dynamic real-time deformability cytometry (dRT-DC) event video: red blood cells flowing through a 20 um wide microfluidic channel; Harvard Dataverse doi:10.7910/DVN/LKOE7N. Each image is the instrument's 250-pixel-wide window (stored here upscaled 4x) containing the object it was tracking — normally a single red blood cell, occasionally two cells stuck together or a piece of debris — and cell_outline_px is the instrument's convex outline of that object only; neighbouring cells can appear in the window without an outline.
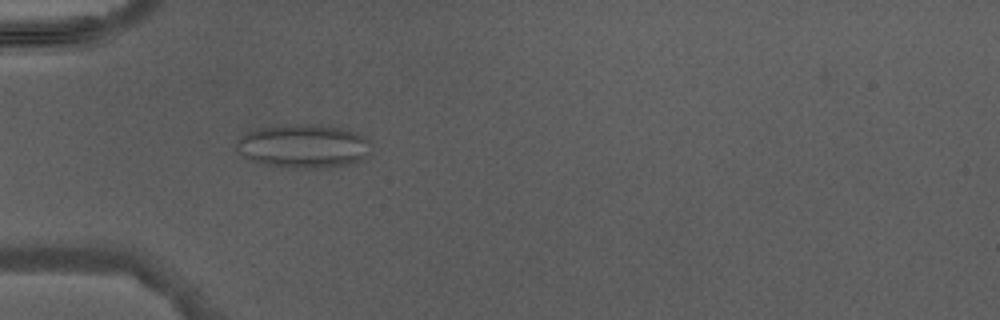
{"species": "Egyptian fruit bat (a non-hibernating species)", "species_latin": "Rousettus aegyptiacus", "temperature_condition": "warm", "stored_images_in_passage": 4, "camera_frame_rate_fps": 3000, "um_per_image_px": 0.085, "animal": {"sex": "male"}, "frame": {"image": 1, "passage_image": 4, "time_ms": 3.667, "image_size_px": [1000, 320], "cell_outline_px": [[368, 156], [352, 164], [332, 168], [288, 168], [264, 164], [252, 160], [244, 156], [236, 148], [236, 144], [248, 132], [260, 128], [288, 124], [332, 124], [356, 132], [364, 136], [368, 140]], "centroid_in_image_um": [25.86, 12.42], "position_along_channel_um": 59.1, "area_um2": 34.56}}